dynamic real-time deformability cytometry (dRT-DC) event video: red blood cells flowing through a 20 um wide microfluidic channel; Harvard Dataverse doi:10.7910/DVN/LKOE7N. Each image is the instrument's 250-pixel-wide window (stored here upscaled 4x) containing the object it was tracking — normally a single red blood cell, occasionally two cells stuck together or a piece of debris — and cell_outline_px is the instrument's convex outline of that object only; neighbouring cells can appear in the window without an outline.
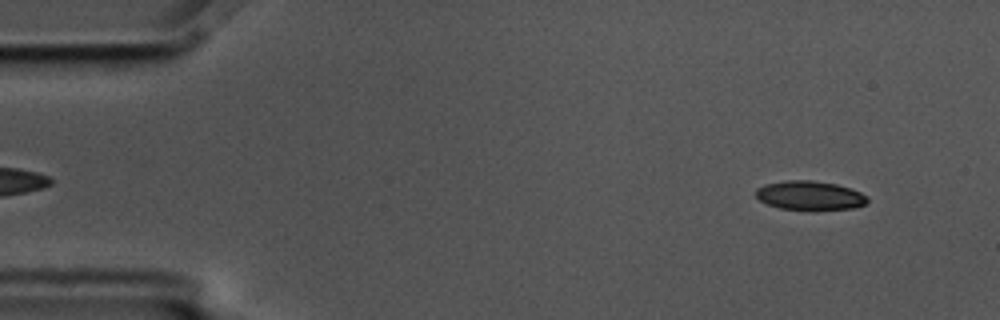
{"species": "common noctule bat (a hibernating species)", "species_latin": "Nyctalus noctula", "temperature_condition": "cold", "stored_images_in_passage": 55, "camera_frame_rate_fps": 3000, "um_per_image_px": 0.085, "animal": {"sex": "male", "body_mass_g": 17.5, "forearm_length_mm": 52.3}, "frame": {"image": 1, "passage_image": 4, "time_ms": 1.0, "image_size_px": [1000, 320], "cell_outline_px": [[868, 200], [864, 204], [852, 208], [816, 212], [808, 212], [780, 208], [768, 204], [760, 200], [756, 196], [756, 188], [764, 184], [784, 180], [812, 180], [836, 184], [852, 188], [868, 196]], "centroid_in_image_um": [68.84, 16.64], "position_along_channel_um": 16.2, "area_um2": 19.59}}
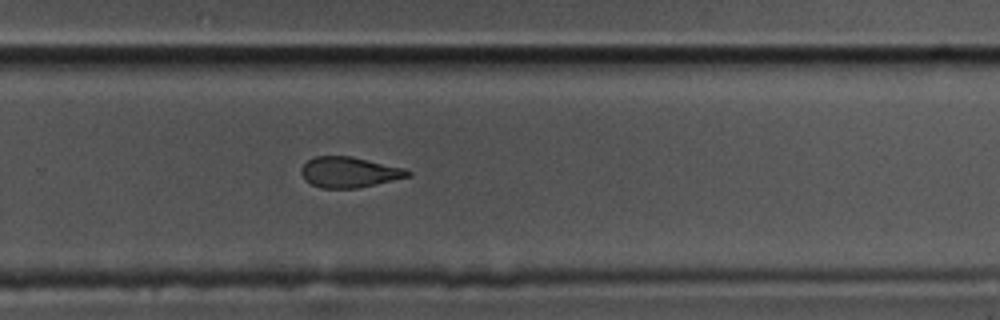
{"frame": {"image": 2, "passage_image": 36, "time_ms": 11.667, "image_size_px": [1000, 320], "cell_outline_px": [[412, 176], [356, 188], [320, 188], [312, 184], [300, 172], [300, 168], [308, 160], [316, 156], [352, 156], [408, 168], [412, 172]], "centroid_in_image_um": [29.75, 14.62], "position_along_channel_um": 300.1, "area_um2": 19.07}}
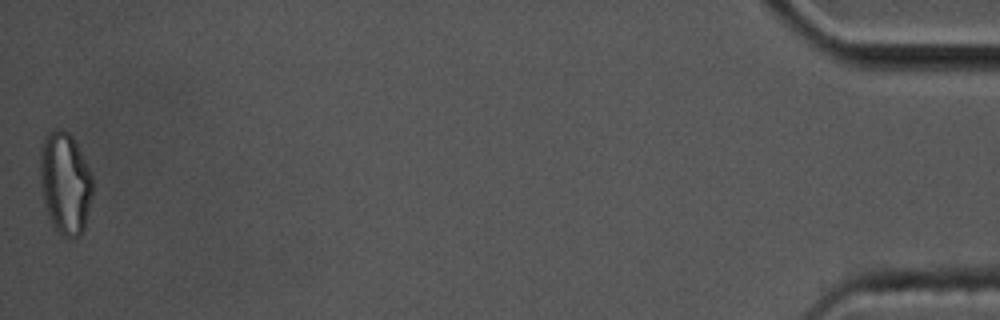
{"frame": {"image": 3, "passage_image": 55, "time_ms": 18.0, "image_size_px": [1000, 320], "cell_outline_px": [[92, 196], [84, 228], [80, 236], [72, 240], [64, 236], [52, 224], [44, 208], [40, 184], [40, 148], [44, 136], [48, 132], [56, 128], [64, 128], [72, 136], [92, 176]], "centroid_in_image_um": [5.51, 15.56], "position_along_channel_um": 429.7, "area_um2": 31.5}, "authors_computed_cell_mechanics": {"area_um2": 20.2878, "velocity_mm_per_s": 3.5763, "shape_relaxation_time_tau1_ms": 4.9149, "shape_relaxation_time_tau2_ms": 5.2675, "deformation_change_tau1": 0.1544, "deformation_change_tau2": 0.1429}}